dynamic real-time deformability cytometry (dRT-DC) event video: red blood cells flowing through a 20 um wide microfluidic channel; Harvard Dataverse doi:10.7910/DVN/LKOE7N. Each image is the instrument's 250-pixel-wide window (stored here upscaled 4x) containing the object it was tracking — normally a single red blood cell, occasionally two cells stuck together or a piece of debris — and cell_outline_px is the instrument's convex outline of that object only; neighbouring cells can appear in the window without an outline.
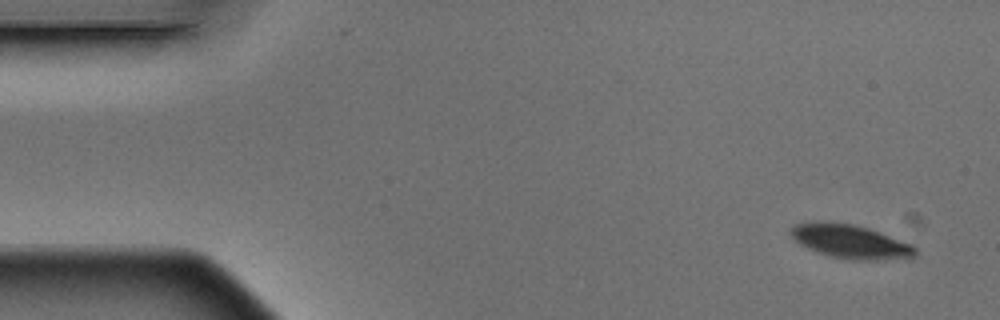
{"species": "Egyptian fruit bat (a non-hibernating species)", "species_latin": "Rousettus aegyptiacus", "temperature_condition": "warm", "stored_images_in_passage": 9, "camera_frame_rate_fps": 3000, "um_per_image_px": 0.085, "animal": {"sex": "male"}, "frame": {"image": 1, "passage_image": 1, "time_ms": 0.0, "image_size_px": [1000, 320], "cell_outline_px": [[916, 256], [876, 260], [852, 260], [832, 256], [808, 248], [800, 244], [788, 232], [796, 224], [812, 220], [824, 220], [852, 224], [868, 228], [880, 232], [912, 244], [916, 248]], "centroid_in_image_um": [72.26, 20.5], "position_along_channel_um": 12.7, "area_um2": 24.45}}
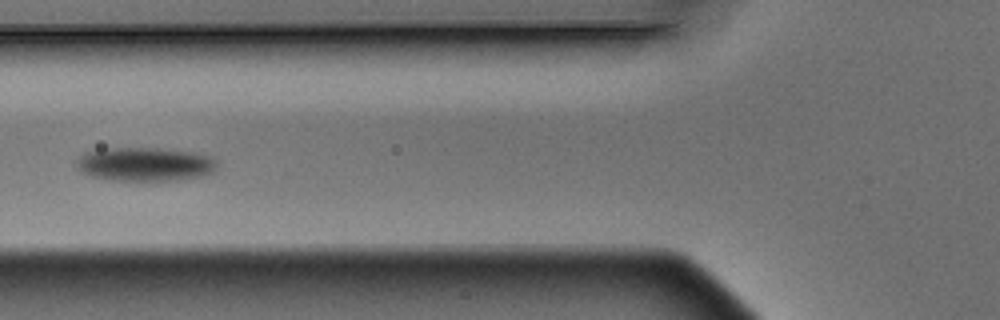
{"frame": {"image": 2, "passage_image": 6, "time_ms": 1.667, "image_size_px": [1000, 320], "cell_outline_px": [[216, 168], [212, 172], [200, 176], [180, 180], [108, 180], [88, 176], [80, 172], [76, 168], [76, 160], [80, 156], [88, 152], [116, 148], [156, 148], [192, 152], [212, 156], [216, 160]], "centroid_in_image_um": [12.3, 13.97], "position_along_channel_um": 113.5, "area_um2": 27.63}}
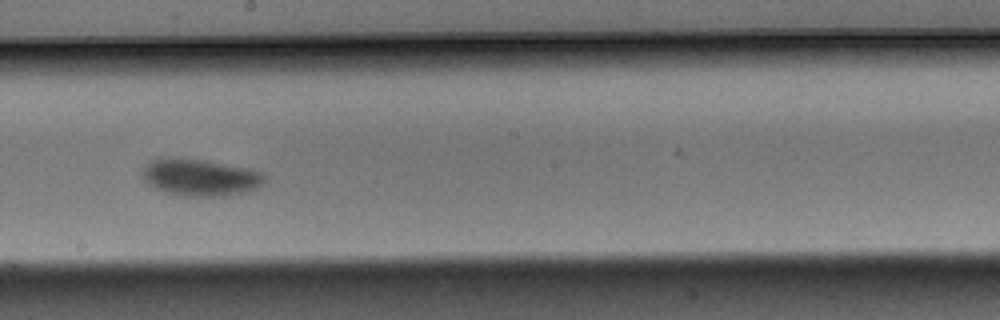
{"frame": {"image": 3, "passage_image": 9, "time_ms": 2.667, "image_size_px": [1000, 320], "cell_outline_px": [[268, 176], [256, 188], [248, 192], [232, 196], [180, 196], [156, 188], [144, 180], [140, 176], [144, 168], [156, 156], [180, 156], [208, 160], [252, 168], [264, 172]], "centroid_in_image_um": [17.05, 15.04], "position_along_channel_um": 231.2, "area_um2": 27.28}}